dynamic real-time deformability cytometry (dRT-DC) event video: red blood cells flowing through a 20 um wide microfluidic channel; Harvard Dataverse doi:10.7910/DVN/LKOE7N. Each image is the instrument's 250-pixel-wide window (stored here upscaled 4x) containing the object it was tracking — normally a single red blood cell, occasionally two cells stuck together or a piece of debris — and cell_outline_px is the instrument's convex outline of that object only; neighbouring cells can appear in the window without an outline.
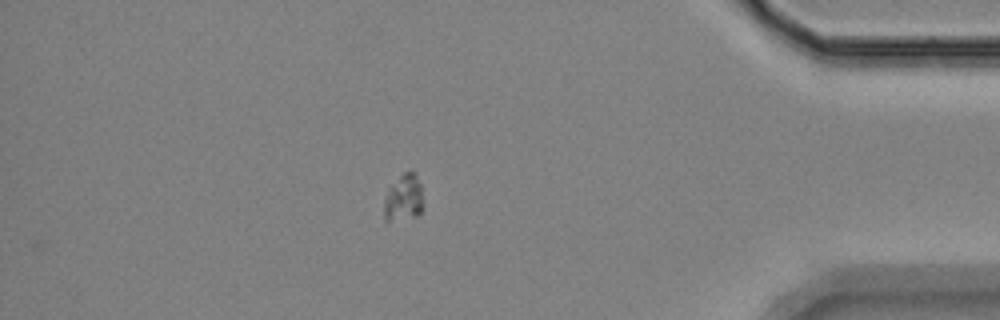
{"species": "Egyptian fruit bat (a non-hibernating species)", "species_latin": "Rousettus aegyptiacus", "temperature_condition": "room temperature", "stored_images_in_passage": 58, "camera_frame_rate_fps": 3000, "um_per_image_px": 0.085, "animal": {"sex": "female"}, "frame": {"image": 1, "passage_image": 51, "time_ms": 16.667, "image_size_px": [1000, 320], "cell_outline_px": [[424, 208], [416, 216], [388, 220], [384, 220], [384, 196], [400, 176], [404, 172], [412, 172], [416, 176], [420, 184]], "centroid_in_image_um": [34.32, 16.84], "position_along_channel_um": 400.9, "area_um2": 10.35}}